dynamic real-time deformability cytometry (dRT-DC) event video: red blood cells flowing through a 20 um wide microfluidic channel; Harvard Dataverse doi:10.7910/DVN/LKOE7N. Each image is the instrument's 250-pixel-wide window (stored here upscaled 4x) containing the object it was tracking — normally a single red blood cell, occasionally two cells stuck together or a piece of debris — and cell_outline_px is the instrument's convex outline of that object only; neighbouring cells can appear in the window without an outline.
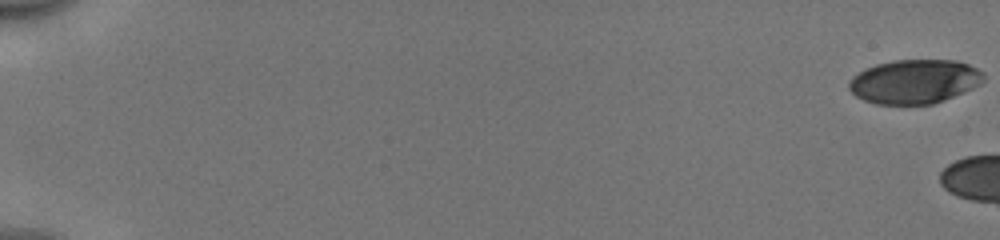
{"species": "human", "species_latin": "Homo sapiens", "temperature_condition": "cold", "stored_images_in_passage": 10, "camera_frame_rate_fps": 3000, "um_per_image_px": 0.085, "donor": {"sex": "male"}, "frame": {"image": 1, "passage_image": 1, "time_ms": 0.0, "image_size_px": [1000, 240], "cell_outline_px": [[984, 80], [980, 84], [964, 92], [944, 100], [932, 104], [876, 104], [864, 100], [856, 96], [848, 88], [848, 80], [852, 76], [864, 68], [876, 64], [896, 60], [956, 60], [968, 64], [984, 72]], "centroid_in_image_um": [77.71, 6.92], "position_along_channel_um": 7.3, "area_um2": 34.74}}